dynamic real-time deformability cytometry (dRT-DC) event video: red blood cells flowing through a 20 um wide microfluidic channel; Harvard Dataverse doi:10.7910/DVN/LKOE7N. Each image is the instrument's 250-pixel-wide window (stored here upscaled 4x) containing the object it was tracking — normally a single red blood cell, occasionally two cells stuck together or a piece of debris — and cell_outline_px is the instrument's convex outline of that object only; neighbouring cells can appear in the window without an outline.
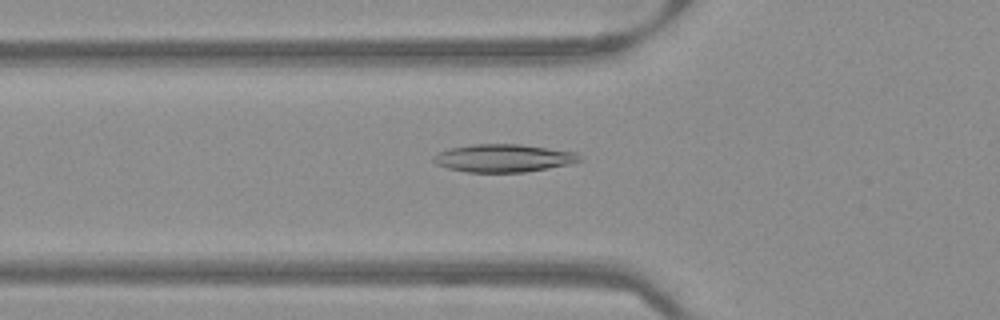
{"species": "Egyptian fruit bat (a non-hibernating species)", "species_latin": "Rousettus aegyptiacus", "temperature_condition": "warm", "stored_images_in_passage": 51, "camera_frame_rate_fps": 3000, "um_per_image_px": 0.085, "frame": {"image": 1, "passage_image": 18, "time_ms": 5.667, "image_size_px": [1000, 320], "cell_outline_px": [[580, 160], [572, 164], [524, 172], [468, 172], [448, 168], [436, 164], [432, 160], [432, 156], [436, 152], [448, 148], [472, 144], [520, 144], [576, 152], [580, 156]], "centroid_in_image_um": [42.75, 13.43], "position_along_channel_um": 83.0, "area_um2": 23.81}}
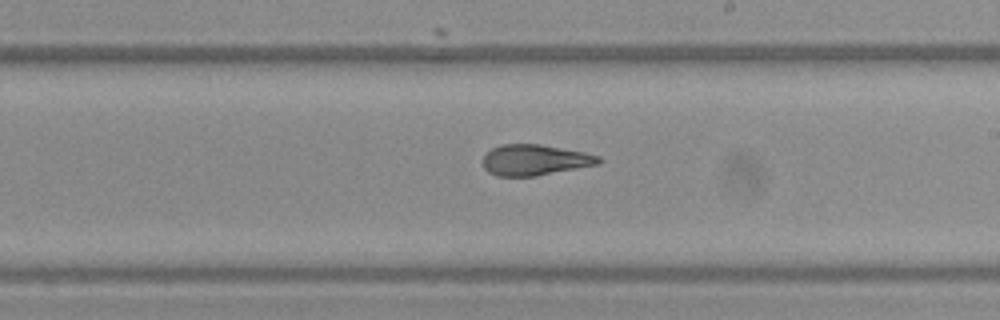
{"frame": {"image": 2, "passage_image": 30, "time_ms": 9.667, "image_size_px": [1000, 320], "cell_outline_px": [[604, 160], [600, 164], [536, 176], [496, 176], [488, 172], [484, 168], [480, 160], [492, 148], [504, 144], [540, 144], [584, 152], [600, 156]], "centroid_in_image_um": [45.46, 13.6], "position_along_channel_um": 243.5, "area_um2": 20.98}}
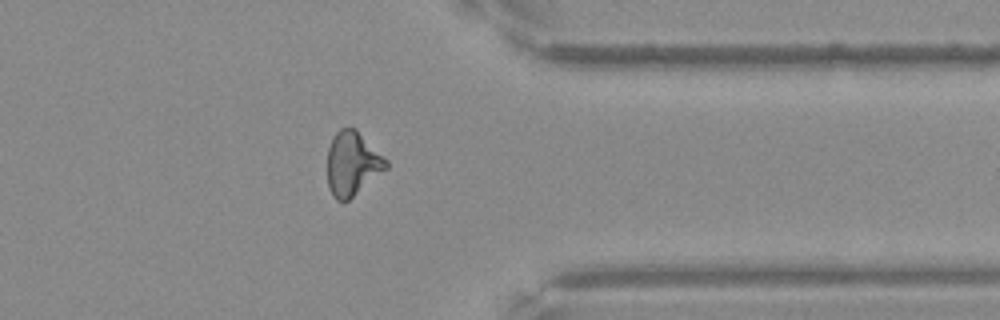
{"frame": {"image": 3, "passage_image": 41, "time_ms": 13.333, "image_size_px": [1000, 320], "cell_outline_px": [[388, 168], [348, 200], [336, 200], [332, 196], [328, 188], [328, 148], [332, 136], [340, 128], [356, 128], [388, 160]], "centroid_in_image_um": [29.95, 13.89], "position_along_channel_um": 381.4, "area_um2": 21.96}}